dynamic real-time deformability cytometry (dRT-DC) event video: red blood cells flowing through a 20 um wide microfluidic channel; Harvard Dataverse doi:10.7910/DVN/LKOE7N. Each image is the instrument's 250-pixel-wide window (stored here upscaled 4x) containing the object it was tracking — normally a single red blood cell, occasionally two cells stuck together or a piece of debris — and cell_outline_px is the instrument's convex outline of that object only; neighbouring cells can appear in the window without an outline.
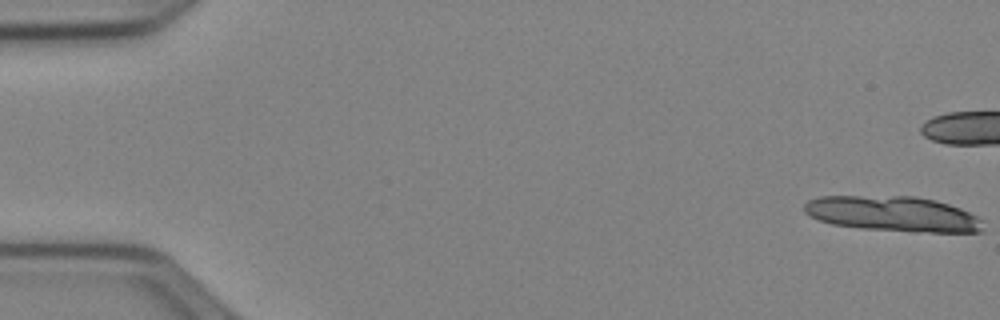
{"species": "Egyptian fruit bat (a non-hibernating species)", "species_latin": "Rousettus aegyptiacus", "temperature_condition": "cold", "stored_images_in_passage": 14, "camera_frame_rate_fps": 3000, "um_per_image_px": 0.085, "animal": {"sex": "female"}, "frame": {"image": 1, "passage_image": 1, "time_ms": 0.0, "image_size_px": [1000, 320], "cell_outline_px": [[984, 232], [912, 232], [860, 228], [832, 224], [808, 216], [804, 212], [804, 204], [808, 200], [820, 196], [916, 196], [936, 200], [960, 208], [984, 220]], "centroid_in_image_um": [75.92, 18.18], "position_along_channel_um": 9.1, "area_um2": 37.11}}